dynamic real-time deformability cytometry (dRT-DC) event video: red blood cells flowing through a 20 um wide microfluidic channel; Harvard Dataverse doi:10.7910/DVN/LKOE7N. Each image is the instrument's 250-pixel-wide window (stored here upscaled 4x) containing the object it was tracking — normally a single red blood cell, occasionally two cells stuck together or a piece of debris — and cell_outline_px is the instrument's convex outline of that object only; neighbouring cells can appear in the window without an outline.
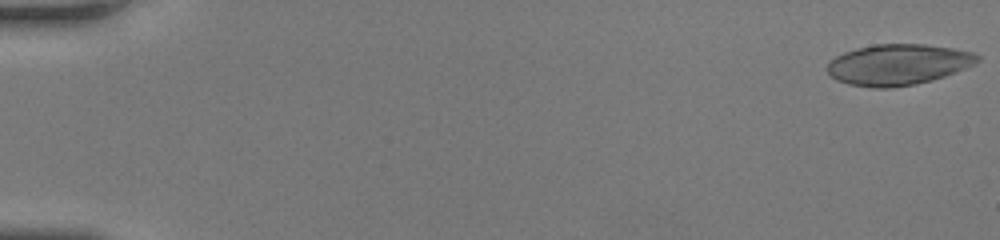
{"species": "human", "species_latin": "Homo sapiens", "temperature_condition": "room temperature", "stored_images_in_passage": 50, "camera_frame_rate_fps": 3000, "um_per_image_px": 0.085, "donor": {"sex": "female"}, "frame": {"image": 1, "passage_image": 1, "time_ms": 0.0, "image_size_px": [1000, 240], "cell_outline_px": [[980, 60], [976, 64], [944, 76], [932, 80], [916, 84], [888, 88], [872, 88], [848, 84], [836, 80], [828, 72], [828, 64], [836, 56], [844, 52], [856, 48], [876, 44], [924, 44], [952, 48], [972, 52], [980, 56]], "centroid_in_image_um": [76.35, 5.49], "position_along_channel_um": 8.7, "area_um2": 35.72}}
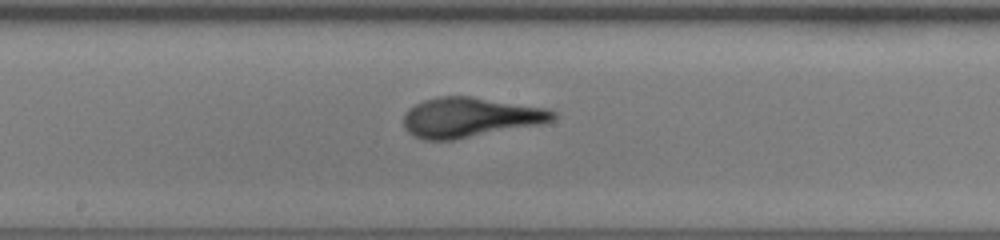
{"frame": {"image": 2, "passage_image": 28, "time_ms": 9.0, "image_size_px": [1000, 240], "cell_outline_px": [[556, 120], [544, 124], [456, 140], [424, 140], [412, 136], [404, 128], [404, 116], [408, 108], [424, 100], [436, 96], [472, 96], [544, 108], [556, 112]], "centroid_in_image_um": [39.96, 9.99], "position_along_channel_um": 208.2, "area_um2": 35.14}}
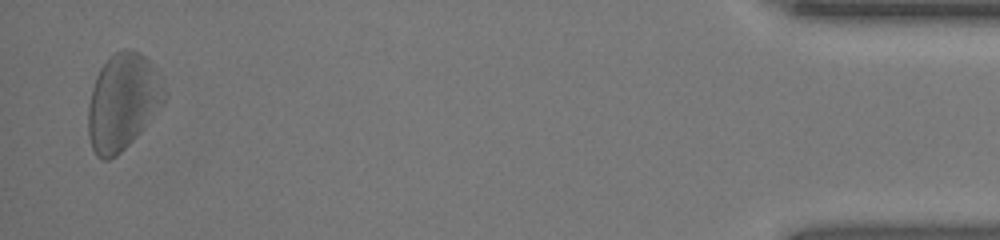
{"frame": {"image": 3, "passage_image": 49, "time_ms": 16.0, "image_size_px": [1000, 240], "cell_outline_px": [[164, 100], [140, 132], [116, 156], [108, 160], [104, 160], [96, 156], [92, 148], [88, 136], [88, 104], [92, 88], [96, 76], [100, 68], [116, 52], [124, 48], [128, 48], [140, 52], [148, 60], [164, 92]], "centroid_in_image_um": [10.35, 8.68], "position_along_channel_um": 424.8, "area_um2": 41.67}}